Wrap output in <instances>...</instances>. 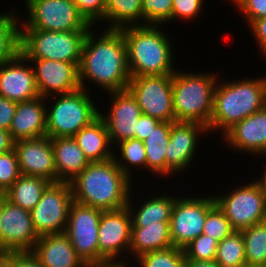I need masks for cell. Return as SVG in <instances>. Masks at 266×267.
Returning a JSON list of instances; mask_svg holds the SVG:
<instances>
[{"mask_svg":"<svg viewBox=\"0 0 266 267\" xmlns=\"http://www.w3.org/2000/svg\"><path fill=\"white\" fill-rule=\"evenodd\" d=\"M184 267H220L216 260L185 259Z\"/></svg>","mask_w":266,"mask_h":267,"instance_id":"681fc988","label":"cell"},{"mask_svg":"<svg viewBox=\"0 0 266 267\" xmlns=\"http://www.w3.org/2000/svg\"><path fill=\"white\" fill-rule=\"evenodd\" d=\"M203 6H205L204 0H172L171 22L175 23L178 20L182 22V19L193 22L195 21L193 19L199 18V14L204 13Z\"/></svg>","mask_w":266,"mask_h":267,"instance_id":"ab89813d","label":"cell"},{"mask_svg":"<svg viewBox=\"0 0 266 267\" xmlns=\"http://www.w3.org/2000/svg\"><path fill=\"white\" fill-rule=\"evenodd\" d=\"M1 258L7 267H42L32 251L9 252Z\"/></svg>","mask_w":266,"mask_h":267,"instance_id":"7bdbcfd3","label":"cell"},{"mask_svg":"<svg viewBox=\"0 0 266 267\" xmlns=\"http://www.w3.org/2000/svg\"><path fill=\"white\" fill-rule=\"evenodd\" d=\"M260 267H266V262L263 265H261Z\"/></svg>","mask_w":266,"mask_h":267,"instance_id":"11a10c76","label":"cell"},{"mask_svg":"<svg viewBox=\"0 0 266 267\" xmlns=\"http://www.w3.org/2000/svg\"><path fill=\"white\" fill-rule=\"evenodd\" d=\"M232 5L237 8L246 24H250L253 20L266 17V0H229Z\"/></svg>","mask_w":266,"mask_h":267,"instance_id":"60d3db41","label":"cell"},{"mask_svg":"<svg viewBox=\"0 0 266 267\" xmlns=\"http://www.w3.org/2000/svg\"><path fill=\"white\" fill-rule=\"evenodd\" d=\"M135 192L130 193L129 201L127 203V208L130 211L132 218V227H145V225L157 224L160 222H170L172 208L175 203L177 195L167 193H160L161 196H154L149 194V197L142 200L139 198L138 202L135 204L132 197H135ZM132 195V196H131ZM151 195V196H150ZM140 204V205H139ZM135 205V206H134ZM137 206V207H136Z\"/></svg>","mask_w":266,"mask_h":267,"instance_id":"cb8c5ba5","label":"cell"},{"mask_svg":"<svg viewBox=\"0 0 266 267\" xmlns=\"http://www.w3.org/2000/svg\"><path fill=\"white\" fill-rule=\"evenodd\" d=\"M142 1L106 0L103 20L107 23L105 28L121 30L129 26H142Z\"/></svg>","mask_w":266,"mask_h":267,"instance_id":"f546056e","label":"cell"},{"mask_svg":"<svg viewBox=\"0 0 266 267\" xmlns=\"http://www.w3.org/2000/svg\"><path fill=\"white\" fill-rule=\"evenodd\" d=\"M13 149L22 175L43 177L50 182H58L50 137L17 140Z\"/></svg>","mask_w":266,"mask_h":267,"instance_id":"d6986e66","label":"cell"},{"mask_svg":"<svg viewBox=\"0 0 266 267\" xmlns=\"http://www.w3.org/2000/svg\"><path fill=\"white\" fill-rule=\"evenodd\" d=\"M127 89L136 98L141 113L159 121L175 122L172 75L131 77Z\"/></svg>","mask_w":266,"mask_h":267,"instance_id":"8fae6325","label":"cell"},{"mask_svg":"<svg viewBox=\"0 0 266 267\" xmlns=\"http://www.w3.org/2000/svg\"><path fill=\"white\" fill-rule=\"evenodd\" d=\"M0 11V65L20 52V19L18 9Z\"/></svg>","mask_w":266,"mask_h":267,"instance_id":"4dcf8cb0","label":"cell"},{"mask_svg":"<svg viewBox=\"0 0 266 267\" xmlns=\"http://www.w3.org/2000/svg\"><path fill=\"white\" fill-rule=\"evenodd\" d=\"M32 252L42 267H84L65 233L40 236Z\"/></svg>","mask_w":266,"mask_h":267,"instance_id":"603a6c76","label":"cell"},{"mask_svg":"<svg viewBox=\"0 0 266 267\" xmlns=\"http://www.w3.org/2000/svg\"><path fill=\"white\" fill-rule=\"evenodd\" d=\"M0 96L17 103L40 96L32 64L21 52L0 65Z\"/></svg>","mask_w":266,"mask_h":267,"instance_id":"ffe728a7","label":"cell"},{"mask_svg":"<svg viewBox=\"0 0 266 267\" xmlns=\"http://www.w3.org/2000/svg\"><path fill=\"white\" fill-rule=\"evenodd\" d=\"M132 182L111 158L90 162L70 186L74 202L107 211L127 206L134 190Z\"/></svg>","mask_w":266,"mask_h":267,"instance_id":"7a4b0ae2","label":"cell"},{"mask_svg":"<svg viewBox=\"0 0 266 267\" xmlns=\"http://www.w3.org/2000/svg\"><path fill=\"white\" fill-rule=\"evenodd\" d=\"M58 182H72L90 163L73 137L51 138Z\"/></svg>","mask_w":266,"mask_h":267,"instance_id":"d4e9b609","label":"cell"},{"mask_svg":"<svg viewBox=\"0 0 266 267\" xmlns=\"http://www.w3.org/2000/svg\"><path fill=\"white\" fill-rule=\"evenodd\" d=\"M265 106L266 74L250 79L243 76V79L234 78L232 81L218 79L208 131H221L220 135H223L236 123Z\"/></svg>","mask_w":266,"mask_h":267,"instance_id":"3957f363","label":"cell"},{"mask_svg":"<svg viewBox=\"0 0 266 267\" xmlns=\"http://www.w3.org/2000/svg\"><path fill=\"white\" fill-rule=\"evenodd\" d=\"M185 196L176 198L169 222L173 246L181 249L202 234L207 213L216 205L214 195Z\"/></svg>","mask_w":266,"mask_h":267,"instance_id":"30bf717a","label":"cell"},{"mask_svg":"<svg viewBox=\"0 0 266 267\" xmlns=\"http://www.w3.org/2000/svg\"><path fill=\"white\" fill-rule=\"evenodd\" d=\"M251 30L250 34L257 43L259 48V53L262 55L263 59H266V17L253 20L249 25Z\"/></svg>","mask_w":266,"mask_h":267,"instance_id":"ee69618b","label":"cell"},{"mask_svg":"<svg viewBox=\"0 0 266 267\" xmlns=\"http://www.w3.org/2000/svg\"><path fill=\"white\" fill-rule=\"evenodd\" d=\"M129 261V262H128ZM126 260H102L97 262L85 263L84 267H131L133 262L130 259ZM130 264V265H129Z\"/></svg>","mask_w":266,"mask_h":267,"instance_id":"7dc6e473","label":"cell"},{"mask_svg":"<svg viewBox=\"0 0 266 267\" xmlns=\"http://www.w3.org/2000/svg\"><path fill=\"white\" fill-rule=\"evenodd\" d=\"M102 210L72 202L65 234L78 257L85 263L106 260L98 250V230Z\"/></svg>","mask_w":266,"mask_h":267,"instance_id":"4fadbf2b","label":"cell"},{"mask_svg":"<svg viewBox=\"0 0 266 267\" xmlns=\"http://www.w3.org/2000/svg\"><path fill=\"white\" fill-rule=\"evenodd\" d=\"M216 72H185L172 75L173 109L176 121L198 122L209 126L214 92L220 76Z\"/></svg>","mask_w":266,"mask_h":267,"instance_id":"5b68a950","label":"cell"},{"mask_svg":"<svg viewBox=\"0 0 266 267\" xmlns=\"http://www.w3.org/2000/svg\"><path fill=\"white\" fill-rule=\"evenodd\" d=\"M135 260L138 267H184L185 255L183 249L172 246L145 253Z\"/></svg>","mask_w":266,"mask_h":267,"instance_id":"e575fe53","label":"cell"},{"mask_svg":"<svg viewBox=\"0 0 266 267\" xmlns=\"http://www.w3.org/2000/svg\"><path fill=\"white\" fill-rule=\"evenodd\" d=\"M233 231L235 230L231 226L229 220L226 218L224 212L216 204L207 213L202 234L211 236L217 242H221Z\"/></svg>","mask_w":266,"mask_h":267,"instance_id":"8d00e7d4","label":"cell"},{"mask_svg":"<svg viewBox=\"0 0 266 267\" xmlns=\"http://www.w3.org/2000/svg\"><path fill=\"white\" fill-rule=\"evenodd\" d=\"M28 17L20 29L45 31H80L93 27L79 12L73 0H24ZM27 19V20H26Z\"/></svg>","mask_w":266,"mask_h":267,"instance_id":"9c48e42d","label":"cell"},{"mask_svg":"<svg viewBox=\"0 0 266 267\" xmlns=\"http://www.w3.org/2000/svg\"><path fill=\"white\" fill-rule=\"evenodd\" d=\"M32 64L38 93L47 98L68 94L81 89L80 63H69L50 59H29Z\"/></svg>","mask_w":266,"mask_h":267,"instance_id":"e0dca14e","label":"cell"},{"mask_svg":"<svg viewBox=\"0 0 266 267\" xmlns=\"http://www.w3.org/2000/svg\"><path fill=\"white\" fill-rule=\"evenodd\" d=\"M0 232L6 254L32 251L39 238L30 211L13 204L4 195H2Z\"/></svg>","mask_w":266,"mask_h":267,"instance_id":"ac0fdd59","label":"cell"},{"mask_svg":"<svg viewBox=\"0 0 266 267\" xmlns=\"http://www.w3.org/2000/svg\"><path fill=\"white\" fill-rule=\"evenodd\" d=\"M252 180L242 186L231 187L223 194H211L236 231L266 220L264 190L256 177Z\"/></svg>","mask_w":266,"mask_h":267,"instance_id":"ba28073f","label":"cell"},{"mask_svg":"<svg viewBox=\"0 0 266 267\" xmlns=\"http://www.w3.org/2000/svg\"><path fill=\"white\" fill-rule=\"evenodd\" d=\"M9 131L14 141L46 136L45 98L19 102Z\"/></svg>","mask_w":266,"mask_h":267,"instance_id":"7402d4cb","label":"cell"},{"mask_svg":"<svg viewBox=\"0 0 266 267\" xmlns=\"http://www.w3.org/2000/svg\"><path fill=\"white\" fill-rule=\"evenodd\" d=\"M158 119L152 118L148 115L141 114L138 120V127L135 139L144 140L151 133L152 129L159 123Z\"/></svg>","mask_w":266,"mask_h":267,"instance_id":"bcb514c9","label":"cell"},{"mask_svg":"<svg viewBox=\"0 0 266 267\" xmlns=\"http://www.w3.org/2000/svg\"><path fill=\"white\" fill-rule=\"evenodd\" d=\"M73 138L89 162H103L113 158L114 147L103 119L98 116L82 128Z\"/></svg>","mask_w":266,"mask_h":267,"instance_id":"484cf974","label":"cell"},{"mask_svg":"<svg viewBox=\"0 0 266 267\" xmlns=\"http://www.w3.org/2000/svg\"><path fill=\"white\" fill-rule=\"evenodd\" d=\"M1 210H2V195H0V216H1ZM6 255V247L3 244V239L1 237L0 232V257Z\"/></svg>","mask_w":266,"mask_h":267,"instance_id":"816d5d0a","label":"cell"},{"mask_svg":"<svg viewBox=\"0 0 266 267\" xmlns=\"http://www.w3.org/2000/svg\"><path fill=\"white\" fill-rule=\"evenodd\" d=\"M73 202L70 183L51 182L30 211L38 236L65 233L68 211Z\"/></svg>","mask_w":266,"mask_h":267,"instance_id":"7c38bea8","label":"cell"},{"mask_svg":"<svg viewBox=\"0 0 266 267\" xmlns=\"http://www.w3.org/2000/svg\"><path fill=\"white\" fill-rule=\"evenodd\" d=\"M173 246L170 234V223L160 222L145 227H132L130 242V258L135 260L139 256L156 251L164 250Z\"/></svg>","mask_w":266,"mask_h":267,"instance_id":"4316f807","label":"cell"},{"mask_svg":"<svg viewBox=\"0 0 266 267\" xmlns=\"http://www.w3.org/2000/svg\"><path fill=\"white\" fill-rule=\"evenodd\" d=\"M90 93L81 88L72 93L45 98L46 136L73 137L94 121L99 116L100 106L96 105L95 98Z\"/></svg>","mask_w":266,"mask_h":267,"instance_id":"8992f818","label":"cell"},{"mask_svg":"<svg viewBox=\"0 0 266 267\" xmlns=\"http://www.w3.org/2000/svg\"><path fill=\"white\" fill-rule=\"evenodd\" d=\"M115 146L117 147L116 150L114 149L113 158L122 172L126 174L130 179H132V181H134L133 177H135L133 176V174L135 173V170H133L134 167L135 169H138L140 167L139 171L143 169L147 170L146 152L142 140L135 138L126 139L120 141Z\"/></svg>","mask_w":266,"mask_h":267,"instance_id":"1f68e13d","label":"cell"},{"mask_svg":"<svg viewBox=\"0 0 266 267\" xmlns=\"http://www.w3.org/2000/svg\"><path fill=\"white\" fill-rule=\"evenodd\" d=\"M88 31L20 29V52L27 59L80 63L82 47Z\"/></svg>","mask_w":266,"mask_h":267,"instance_id":"52a82bcc","label":"cell"},{"mask_svg":"<svg viewBox=\"0 0 266 267\" xmlns=\"http://www.w3.org/2000/svg\"><path fill=\"white\" fill-rule=\"evenodd\" d=\"M79 12L92 25L102 24L105 16L106 0H73Z\"/></svg>","mask_w":266,"mask_h":267,"instance_id":"b9f144b4","label":"cell"},{"mask_svg":"<svg viewBox=\"0 0 266 267\" xmlns=\"http://www.w3.org/2000/svg\"><path fill=\"white\" fill-rule=\"evenodd\" d=\"M208 133L207 126L202 123L185 121L171 122L170 141L166 147L165 156L167 178H170V175L172 177L175 174L179 175L181 174L180 172L185 173L187 168L189 169L191 167V163L195 161L193 158L199 152L197 148H199L200 138L207 137L209 135Z\"/></svg>","mask_w":266,"mask_h":267,"instance_id":"5bb4252c","label":"cell"},{"mask_svg":"<svg viewBox=\"0 0 266 267\" xmlns=\"http://www.w3.org/2000/svg\"><path fill=\"white\" fill-rule=\"evenodd\" d=\"M107 94L110 98L107 112L99 110V116L106 124L110 142L115 149V145L120 141L135 138L138 120L142 113L136 98L128 89Z\"/></svg>","mask_w":266,"mask_h":267,"instance_id":"9a60e30c","label":"cell"},{"mask_svg":"<svg viewBox=\"0 0 266 267\" xmlns=\"http://www.w3.org/2000/svg\"><path fill=\"white\" fill-rule=\"evenodd\" d=\"M215 260L220 267H242L246 265L244 240L241 231H233L218 242Z\"/></svg>","mask_w":266,"mask_h":267,"instance_id":"836d02e7","label":"cell"},{"mask_svg":"<svg viewBox=\"0 0 266 267\" xmlns=\"http://www.w3.org/2000/svg\"><path fill=\"white\" fill-rule=\"evenodd\" d=\"M221 139L234 153H246L263 158L266 155V106L236 123Z\"/></svg>","mask_w":266,"mask_h":267,"instance_id":"44dd1931","label":"cell"},{"mask_svg":"<svg viewBox=\"0 0 266 267\" xmlns=\"http://www.w3.org/2000/svg\"><path fill=\"white\" fill-rule=\"evenodd\" d=\"M131 229L132 218L127 206L102 211L98 230L99 253L108 260H125L130 252Z\"/></svg>","mask_w":266,"mask_h":267,"instance_id":"2e32d148","label":"cell"},{"mask_svg":"<svg viewBox=\"0 0 266 267\" xmlns=\"http://www.w3.org/2000/svg\"><path fill=\"white\" fill-rule=\"evenodd\" d=\"M142 25L171 23L172 0H143L141 6Z\"/></svg>","mask_w":266,"mask_h":267,"instance_id":"d590c367","label":"cell"},{"mask_svg":"<svg viewBox=\"0 0 266 267\" xmlns=\"http://www.w3.org/2000/svg\"><path fill=\"white\" fill-rule=\"evenodd\" d=\"M217 245L211 236L201 234L183 248L185 259L215 260Z\"/></svg>","mask_w":266,"mask_h":267,"instance_id":"74e56055","label":"cell"},{"mask_svg":"<svg viewBox=\"0 0 266 267\" xmlns=\"http://www.w3.org/2000/svg\"><path fill=\"white\" fill-rule=\"evenodd\" d=\"M0 267H7L4 263H2L1 265H0Z\"/></svg>","mask_w":266,"mask_h":267,"instance_id":"db71d44e","label":"cell"},{"mask_svg":"<svg viewBox=\"0 0 266 267\" xmlns=\"http://www.w3.org/2000/svg\"><path fill=\"white\" fill-rule=\"evenodd\" d=\"M161 27L142 25L121 29L127 46L131 77L173 75L176 72L172 39L165 31L166 26L164 29Z\"/></svg>","mask_w":266,"mask_h":267,"instance_id":"277c9868","label":"cell"},{"mask_svg":"<svg viewBox=\"0 0 266 267\" xmlns=\"http://www.w3.org/2000/svg\"><path fill=\"white\" fill-rule=\"evenodd\" d=\"M171 122L160 121L143 140L147 160V172L159 178L166 177V147L170 141Z\"/></svg>","mask_w":266,"mask_h":267,"instance_id":"83f0119b","label":"cell"},{"mask_svg":"<svg viewBox=\"0 0 266 267\" xmlns=\"http://www.w3.org/2000/svg\"><path fill=\"white\" fill-rule=\"evenodd\" d=\"M246 265L261 266L266 262V220L241 230Z\"/></svg>","mask_w":266,"mask_h":267,"instance_id":"d6a6232c","label":"cell"},{"mask_svg":"<svg viewBox=\"0 0 266 267\" xmlns=\"http://www.w3.org/2000/svg\"><path fill=\"white\" fill-rule=\"evenodd\" d=\"M17 105V102L0 96V129H10Z\"/></svg>","mask_w":266,"mask_h":267,"instance_id":"f6af8a7d","label":"cell"},{"mask_svg":"<svg viewBox=\"0 0 266 267\" xmlns=\"http://www.w3.org/2000/svg\"><path fill=\"white\" fill-rule=\"evenodd\" d=\"M51 182L43 177L20 175L3 194L10 202L31 211Z\"/></svg>","mask_w":266,"mask_h":267,"instance_id":"f1b7e54d","label":"cell"},{"mask_svg":"<svg viewBox=\"0 0 266 267\" xmlns=\"http://www.w3.org/2000/svg\"><path fill=\"white\" fill-rule=\"evenodd\" d=\"M14 142L9 130L0 129V154L13 150Z\"/></svg>","mask_w":266,"mask_h":267,"instance_id":"c3c4849f","label":"cell"},{"mask_svg":"<svg viewBox=\"0 0 266 267\" xmlns=\"http://www.w3.org/2000/svg\"><path fill=\"white\" fill-rule=\"evenodd\" d=\"M264 157L266 158V155H264ZM265 164H266V159H265ZM263 166V169L262 170V174L260 176L262 177H258L256 178L262 185V188L264 190V195H265V206H266V165H262ZM265 166V167H264Z\"/></svg>","mask_w":266,"mask_h":267,"instance_id":"f907efd6","label":"cell"},{"mask_svg":"<svg viewBox=\"0 0 266 267\" xmlns=\"http://www.w3.org/2000/svg\"><path fill=\"white\" fill-rule=\"evenodd\" d=\"M99 32L91 27L84 39L79 65L81 88L90 91V82L106 93L126 90L131 75L122 30L105 28Z\"/></svg>","mask_w":266,"mask_h":267,"instance_id":"6da1fadb","label":"cell"},{"mask_svg":"<svg viewBox=\"0 0 266 267\" xmlns=\"http://www.w3.org/2000/svg\"><path fill=\"white\" fill-rule=\"evenodd\" d=\"M16 153L10 150L0 154V195H3L20 177Z\"/></svg>","mask_w":266,"mask_h":267,"instance_id":"f35d334b","label":"cell"},{"mask_svg":"<svg viewBox=\"0 0 266 267\" xmlns=\"http://www.w3.org/2000/svg\"><path fill=\"white\" fill-rule=\"evenodd\" d=\"M242 267H260V266H254V265H245V266H242Z\"/></svg>","mask_w":266,"mask_h":267,"instance_id":"f5cc1de1","label":"cell"}]
</instances>
